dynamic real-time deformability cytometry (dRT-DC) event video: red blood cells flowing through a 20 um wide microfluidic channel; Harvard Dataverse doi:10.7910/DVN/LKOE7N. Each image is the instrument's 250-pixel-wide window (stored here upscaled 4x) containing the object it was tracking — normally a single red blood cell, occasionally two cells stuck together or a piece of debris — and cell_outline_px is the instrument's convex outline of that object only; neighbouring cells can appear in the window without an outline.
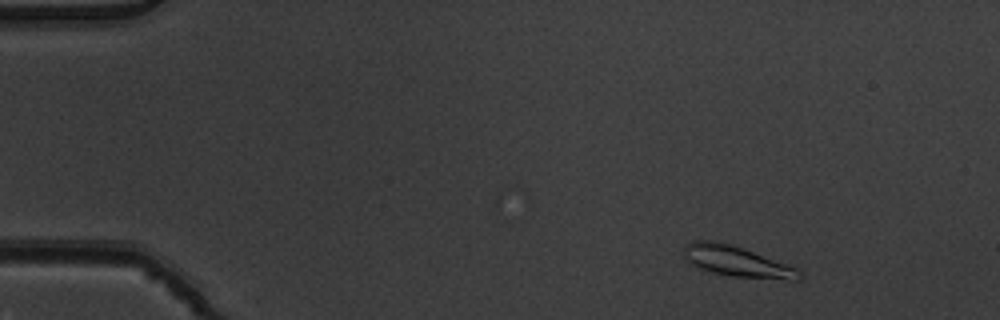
{"species": "common noctule bat (a hibernating species)", "species_latin": "Nyctalus noctula", "temperature_condition": "warm", "stored_images_in_passage": 6, "camera_frame_rate_fps": 3000, "um_per_image_px": 0.085, "animal": {"sex": "male", "body_mass_g": 19.5, "forearm_length_mm": 54.6}, "frame": {"image": 1, "passage_image": 2, "time_ms": 0.333, "image_size_px": [1000, 320], "cell_outline_px": [[804, 276], [796, 284], [732, 276], [712, 272], [700, 268], [684, 260], [684, 244], [692, 240], [720, 240], [744, 248], [800, 268]], "centroid_in_image_um": [62.8, 22.27], "position_along_channel_um": 22.2, "area_um2": 22.08}}